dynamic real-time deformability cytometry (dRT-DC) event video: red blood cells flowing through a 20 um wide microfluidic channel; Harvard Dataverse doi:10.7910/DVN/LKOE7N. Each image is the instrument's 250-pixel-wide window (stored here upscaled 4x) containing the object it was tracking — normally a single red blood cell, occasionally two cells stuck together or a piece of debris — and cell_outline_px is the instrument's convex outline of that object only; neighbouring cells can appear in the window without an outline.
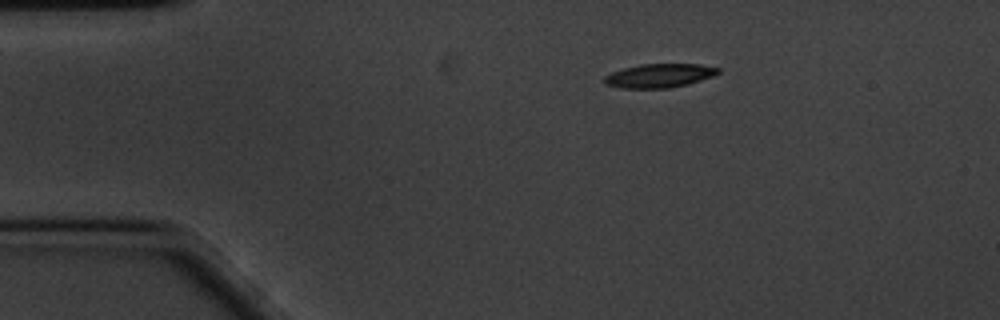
{"species": "common noctule bat (a hibernating species)", "species_latin": "Nyctalus noctula", "temperature_condition": "cold", "stored_images_in_passage": 50, "camera_frame_rate_fps": 3000, "um_per_image_px": 0.085, "animal": {"sex": "male", "body_mass_g": 20.1, "forearm_length_mm": 53.5}, "frame": {"image": 1, "passage_image": 1, "time_ms": 0.0, "image_size_px": [1000, 320], "cell_outline_px": [[720, 72], [712, 76], [688, 84], [668, 88], [620, 88], [604, 84], [604, 76], [612, 72], [624, 68], [640, 64], [700, 64], [720, 68]], "centroid_in_image_um": [56.03, 6.43], "position_along_channel_um": 29.0, "area_um2": 15.78}}
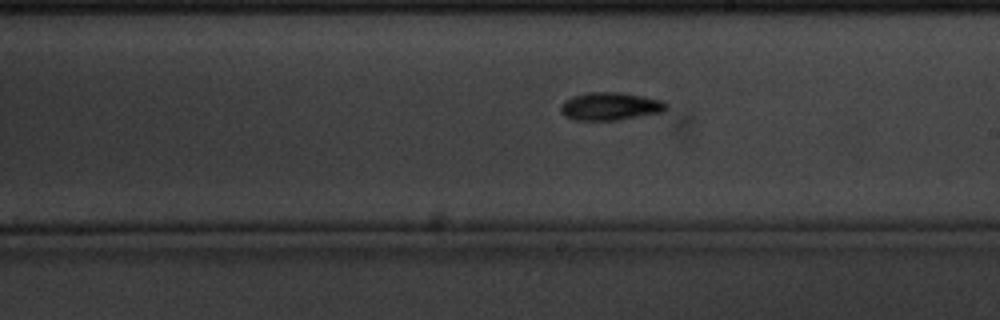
{"frame": {"image": 2, "passage_image": 24, "time_ms": 7.667, "image_size_px": [1000, 320], "cell_outline_px": [[668, 108], [664, 112], [620, 120], [572, 120], [564, 116], [560, 112], [560, 104], [564, 100], [572, 96], [588, 92], [620, 92], [664, 100], [668, 104]], "centroid_in_image_um": [51.87, 9.04], "position_along_channel_um": 237.1, "area_um2": 17.57}}
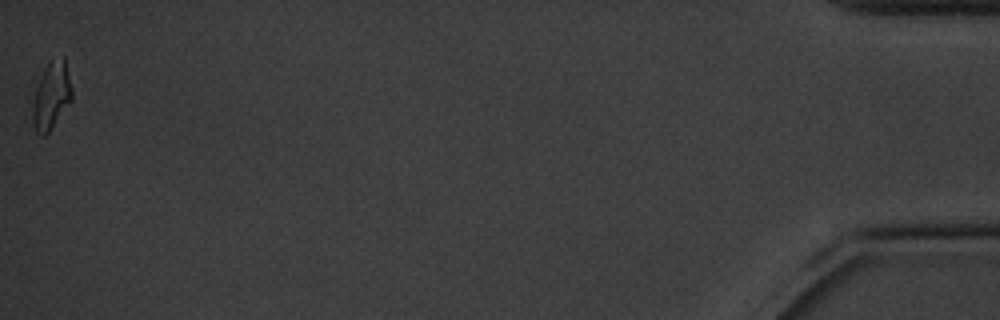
{"frame": {"image": 3, "passage_image": 50, "time_ms": 16.333, "image_size_px": [1000, 320], "cell_outline_px": [[72, 100], [48, 132], [44, 136], [40, 136], [36, 132], [32, 124], [32, 104], [36, 88], [44, 68], [48, 60], [64, 56], [72, 88]], "centroid_in_image_um": [4.36, 8.13], "position_along_channel_um": 430.8, "area_um2": 15.49}, "authors_computed_cell_mechanics": {"area_um2": 15.9239, "velocity_mm_per_s": 3.3605, "shape_relaxation_time_tau1_ms": 3.601, "shape_relaxation_time_tau2_ms": null, "deformation_change_tau1": 0.1127, "deformation_change_tau2": null}}